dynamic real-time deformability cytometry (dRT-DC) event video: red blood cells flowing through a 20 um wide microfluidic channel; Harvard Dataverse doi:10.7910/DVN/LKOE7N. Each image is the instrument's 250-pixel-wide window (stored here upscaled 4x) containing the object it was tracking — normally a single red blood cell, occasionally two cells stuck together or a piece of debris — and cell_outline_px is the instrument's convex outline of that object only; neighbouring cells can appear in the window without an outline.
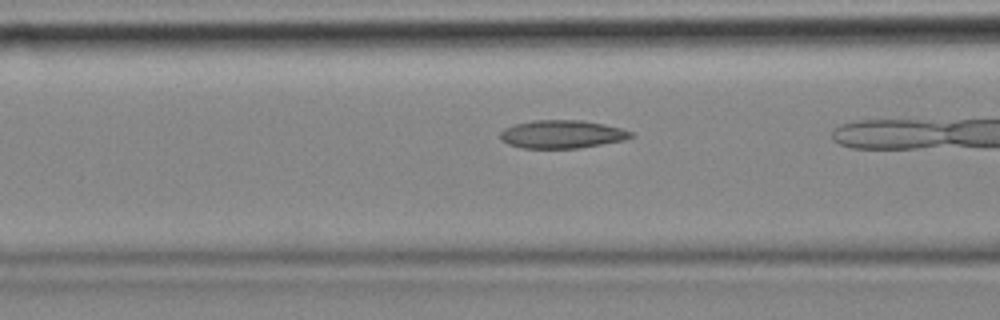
{"species": "common noctule bat (a hibernating species)", "species_latin": "Nyctalus noctula", "temperature_condition": "cold", "stored_images_in_passage": 7, "camera_frame_rate_fps": 3000, "um_per_image_px": 0.085, "animal": {"sex": "female", "body_mass_g": 18.4}, "frame": {"image": 1, "passage_image": 6, "time_ms": 1.667, "image_size_px": [1000, 320], "cell_outline_px": [[636, 136], [624, 140], [580, 148], [524, 148], [508, 144], [500, 140], [500, 132], [504, 128], [516, 124], [532, 120], [580, 120], [604, 124], [620, 128], [632, 132]], "centroid_in_image_um": [47.77, 11.41], "position_along_channel_um": 118.8, "area_um2": 21.44}}